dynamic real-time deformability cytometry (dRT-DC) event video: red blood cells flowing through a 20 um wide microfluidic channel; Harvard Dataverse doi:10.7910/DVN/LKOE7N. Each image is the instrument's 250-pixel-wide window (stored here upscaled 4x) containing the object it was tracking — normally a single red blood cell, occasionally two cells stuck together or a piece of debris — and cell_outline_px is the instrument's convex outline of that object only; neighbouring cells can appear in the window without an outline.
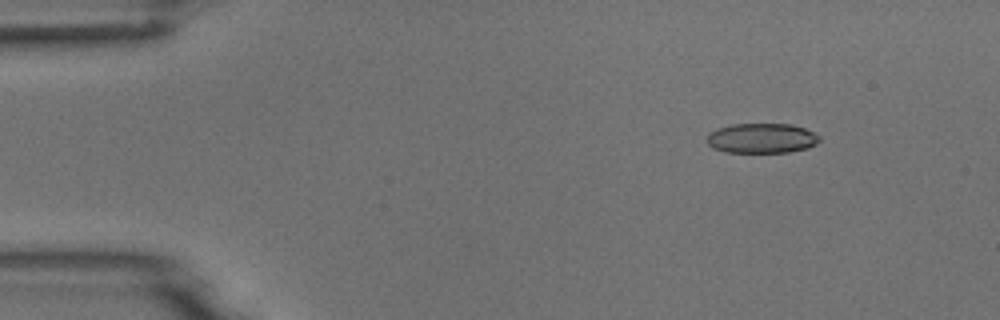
{"species": "common noctule bat (a hibernating species)", "species_latin": "Nyctalus noctula", "temperature_condition": "room temperature", "stored_images_in_passage": 3, "camera_frame_rate_fps": 3000, "um_per_image_px": 0.085, "animal": {"sex": "male", "body_mass_g": 18.8}, "frame": {"image": 1, "passage_image": 3, "time_ms": 0.667, "image_size_px": [1000, 320], "cell_outline_px": [[820, 140], [816, 144], [808, 148], [788, 152], [724, 152], [712, 148], [704, 140], [708, 132], [716, 128], [732, 124], [792, 124], [804, 128], [820, 136]], "centroid_in_image_um": [64.69, 11.75], "position_along_channel_um": 20.3, "area_um2": 19.88}}